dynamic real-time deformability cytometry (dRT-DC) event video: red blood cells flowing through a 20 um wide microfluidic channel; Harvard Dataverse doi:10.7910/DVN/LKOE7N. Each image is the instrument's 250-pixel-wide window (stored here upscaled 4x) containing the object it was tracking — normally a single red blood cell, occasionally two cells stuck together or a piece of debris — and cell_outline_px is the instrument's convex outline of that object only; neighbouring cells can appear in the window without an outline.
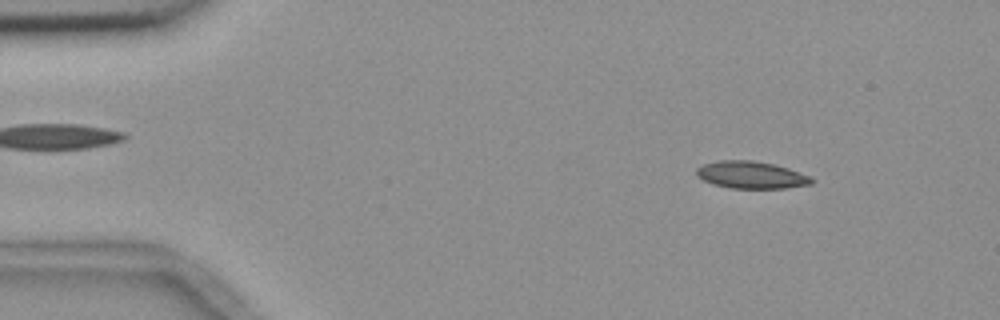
{"species": "common noctule bat (a hibernating species)", "species_latin": "Nyctalus noctula", "temperature_condition": "room temperature", "stored_images_in_passage": 54, "camera_frame_rate_fps": 3000, "um_per_image_px": 0.085, "animal": {"sex": "female", "body_mass_g": 18.4}, "frame": {"image": 1, "passage_image": 6, "time_ms": 1.667, "image_size_px": [1000, 320], "cell_outline_px": [[816, 180], [812, 184], [788, 188], [732, 188], [712, 184], [696, 176], [696, 168], [704, 164], [720, 160], [752, 160], [776, 164], [788, 168], [808, 176]], "centroid_in_image_um": [63.85, 14.87], "position_along_channel_um": 21.1, "area_um2": 18.32}}
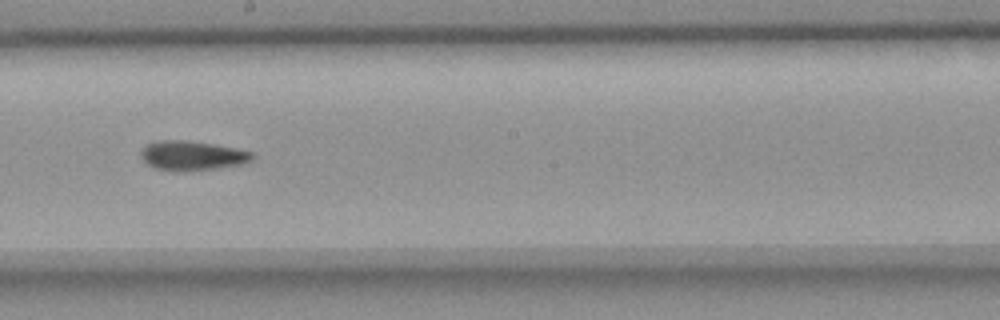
{"frame": {"image": 2, "passage_image": 30, "time_ms": 9.667, "image_size_px": [1000, 320], "cell_outline_px": [[256, 156], [248, 164], [184, 172], [180, 172], [156, 168], [148, 164], [140, 156], [140, 152], [148, 144], [156, 140], [188, 140], [216, 144], [236, 148], [252, 152]], "centroid_in_image_um": [16.4, 13.23], "position_along_channel_um": 231.8, "area_um2": 19.48}}
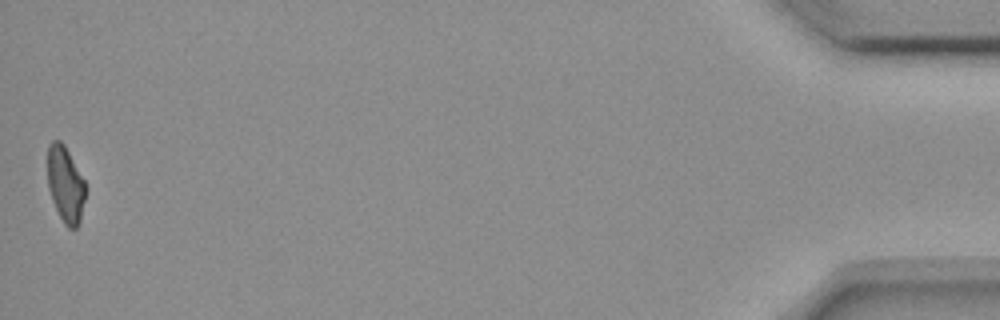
{"frame": {"image": 3, "passage_image": 54, "time_ms": 17.667, "image_size_px": [1000, 320], "cell_outline_px": [[84, 200], [80, 220], [76, 228], [68, 228], [64, 224], [52, 200], [48, 188], [48, 144], [52, 140], [60, 140], [64, 144], [84, 180]], "centroid_in_image_um": [5.54, 15.65], "position_along_channel_um": 429.7, "area_um2": 16.53}, "authors_computed_cell_mechanics": {"area_um2": 18.3804, "velocity_mm_per_s": 3.668, "shape_relaxation_time_tau1_ms": null, "shape_relaxation_time_tau2_ms": 7.4868, "deformation_change_tau1": null, "deformation_change_tau2": 0.1494}}